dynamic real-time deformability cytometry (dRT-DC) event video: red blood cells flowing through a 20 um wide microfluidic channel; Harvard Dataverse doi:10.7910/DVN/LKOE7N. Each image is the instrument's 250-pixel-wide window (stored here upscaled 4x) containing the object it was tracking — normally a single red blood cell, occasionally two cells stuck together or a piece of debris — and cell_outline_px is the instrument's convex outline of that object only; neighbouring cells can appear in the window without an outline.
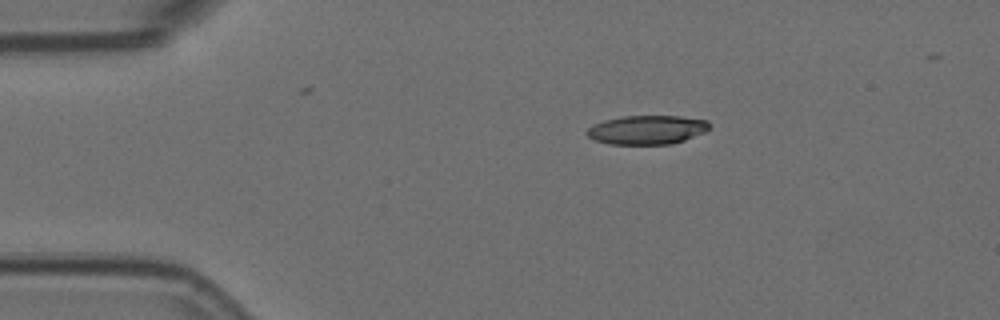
{"species": "Egyptian fruit bat (a non-hibernating species)", "species_latin": "Rousettus aegyptiacus", "temperature_condition": "room temperature", "stored_images_in_passage": 4, "camera_frame_rate_fps": 3000, "um_per_image_px": 0.085, "animal": {"sex": "female"}, "frame": {"image": 1, "passage_image": 4, "time_ms": 1.0, "image_size_px": [1000, 320], "cell_outline_px": [[708, 128], [704, 132], [684, 140], [672, 144], [612, 144], [592, 140], [584, 132], [588, 128], [604, 120], [624, 116], [680, 116], [708, 120]], "centroid_in_image_um": [54.97, 11.03], "position_along_channel_um": 30.0, "area_um2": 20.58}}